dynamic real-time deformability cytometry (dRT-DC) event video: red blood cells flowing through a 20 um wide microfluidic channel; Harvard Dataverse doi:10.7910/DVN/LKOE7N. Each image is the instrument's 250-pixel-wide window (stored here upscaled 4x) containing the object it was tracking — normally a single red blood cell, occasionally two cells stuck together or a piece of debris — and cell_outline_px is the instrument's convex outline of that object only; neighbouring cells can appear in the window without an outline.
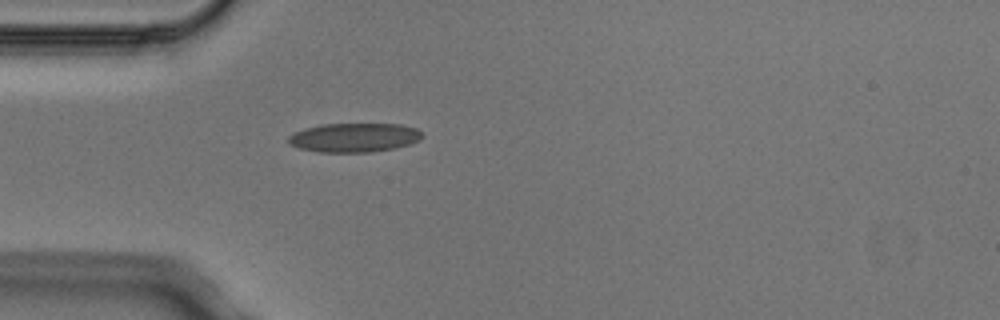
{"species": "Egyptian fruit bat (a non-hibernating species)", "species_latin": "Rousettus aegyptiacus", "temperature_condition": "cold", "stored_images_in_passage": 2, "camera_frame_rate_fps": 3000, "um_per_image_px": 0.085, "animal": {"sex": "male"}, "frame": {"image": 1, "passage_image": 2, "time_ms": 0.333, "image_size_px": [1000, 320], "cell_outline_px": [[424, 136], [420, 140], [396, 148], [372, 152], [320, 152], [300, 148], [288, 144], [288, 136], [304, 128], [324, 124], [400, 124], [416, 128]], "centroid_in_image_um": [30.12, 11.69], "position_along_channel_um": 54.9, "area_um2": 22.66}}